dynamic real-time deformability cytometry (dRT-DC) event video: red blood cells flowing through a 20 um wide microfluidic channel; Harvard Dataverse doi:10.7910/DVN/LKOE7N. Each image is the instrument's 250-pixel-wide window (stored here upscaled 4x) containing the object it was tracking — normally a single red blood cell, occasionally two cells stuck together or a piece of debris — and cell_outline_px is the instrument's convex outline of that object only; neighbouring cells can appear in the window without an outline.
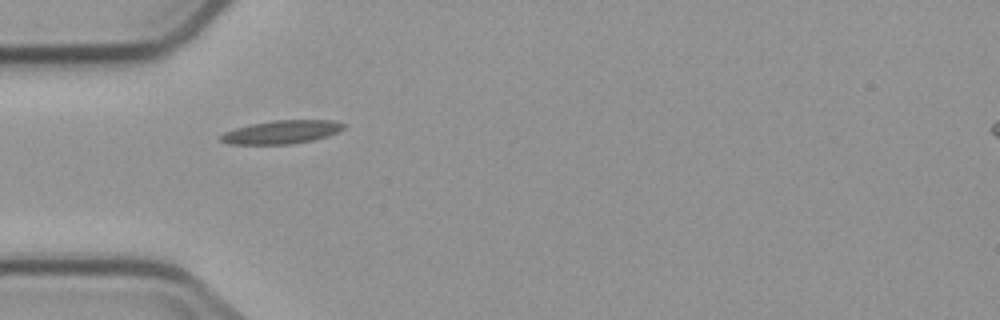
{"species": "common noctule bat (a hibernating species)", "species_latin": "Nyctalus noctula", "temperature_condition": "cold", "stored_images_in_passage": 4, "camera_frame_rate_fps": 3000, "um_per_image_px": 0.085, "animal": {"sex": "male", "body_mass_g": 23.1, "forearm_length_mm": 52.7}, "frame": {"image": 1, "passage_image": 1, "time_ms": 0.0, "image_size_px": [1000, 320], "cell_outline_px": [[344, 128], [328, 136], [312, 140], [288, 144], [228, 144], [220, 140], [220, 136], [224, 132], [236, 128], [252, 124], [272, 120], [332, 120], [344, 124]], "centroid_in_image_um": [23.92, 11.22], "position_along_channel_um": 61.1, "area_um2": 16.53}}
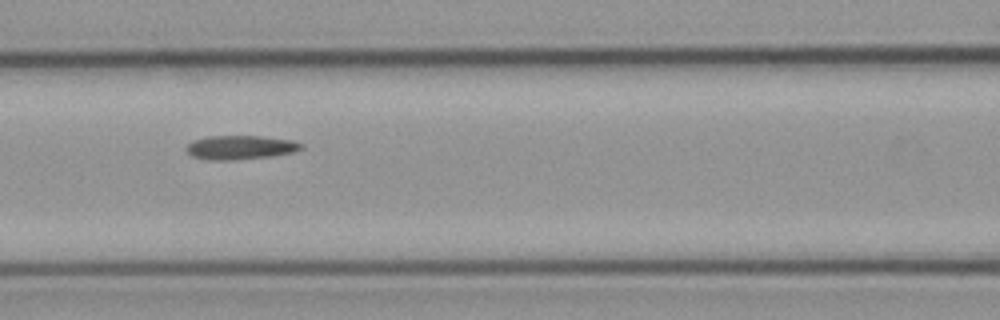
{"frame": {"image": 2, "passage_image": 3, "time_ms": 2.333, "image_size_px": [1000, 320], "cell_outline_px": [[304, 148], [292, 152], [272, 156], [228, 160], [208, 160], [192, 156], [184, 148], [192, 140], [208, 136], [260, 136], [296, 140], [304, 144]], "centroid_in_image_um": [20.45, 12.52], "position_along_channel_um": 146.2, "area_um2": 16.18}}
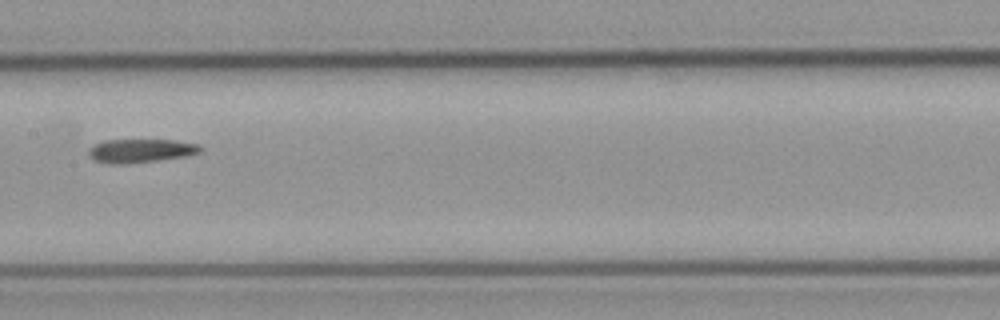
{"frame": {"image": 3, "passage_image": 4, "time_ms": 3.667, "image_size_px": [1000, 320], "cell_outline_px": [[204, 148], [200, 152], [188, 156], [124, 164], [108, 164], [92, 160], [88, 156], [88, 148], [104, 140], [176, 140], [200, 144]], "centroid_in_image_um": [11.96, 12.81], "position_along_channel_um": 195.4, "area_um2": 15.61}}